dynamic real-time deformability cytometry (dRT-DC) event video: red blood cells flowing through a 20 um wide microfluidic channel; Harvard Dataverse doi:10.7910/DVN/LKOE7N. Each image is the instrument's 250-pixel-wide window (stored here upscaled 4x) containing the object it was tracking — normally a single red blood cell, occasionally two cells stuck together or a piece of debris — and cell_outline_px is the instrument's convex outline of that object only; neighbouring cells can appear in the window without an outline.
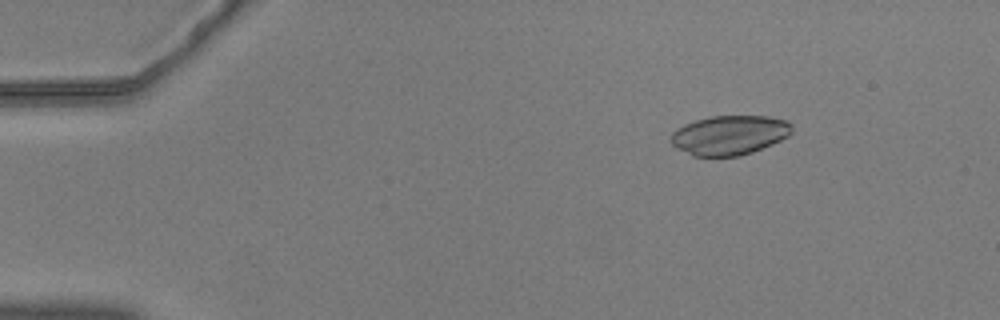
{"species": "common noctule bat (a hibernating species)", "species_latin": "Nyctalus noctula", "temperature_condition": "warm", "stored_images_in_passage": 57, "camera_frame_rate_fps": 3000, "um_per_image_px": 0.085, "animal": {"sex": "male", "body_mass_g": 20.5, "forearm_length_mm": 52.5}, "frame": {"image": 1, "passage_image": 9, "time_ms": 2.667, "image_size_px": [1000, 320], "cell_outline_px": [[792, 132], [788, 136], [772, 144], [752, 152], [740, 156], [692, 156], [676, 148], [672, 144], [672, 132], [684, 124], [708, 116], [768, 116], [788, 120], [792, 124]], "centroid_in_image_um": [62.02, 11.48], "position_along_channel_um": 23.0, "area_um2": 27.92}}
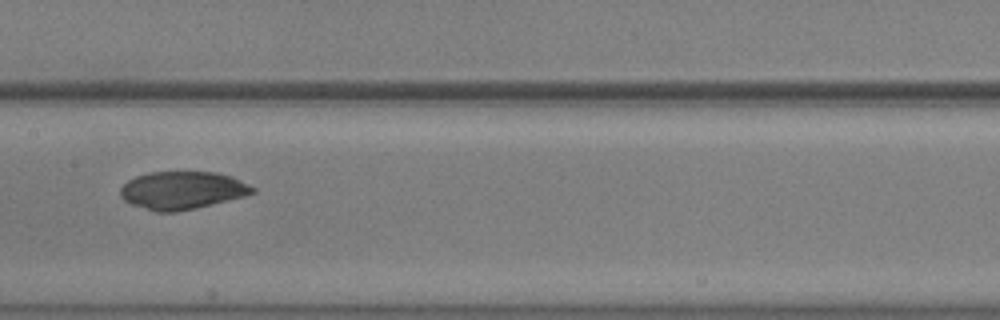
{"frame": {"image": 2, "passage_image": 30, "time_ms": 9.667, "image_size_px": [1000, 320], "cell_outline_px": [[256, 192], [244, 196], [196, 208], [176, 212], [156, 212], [132, 204], [124, 200], [120, 196], [120, 188], [128, 180], [136, 176], [148, 172], [216, 172], [232, 176], [256, 188]], "centroid_in_image_um": [15.49, 16.17], "position_along_channel_um": 191.9, "area_um2": 29.13}}
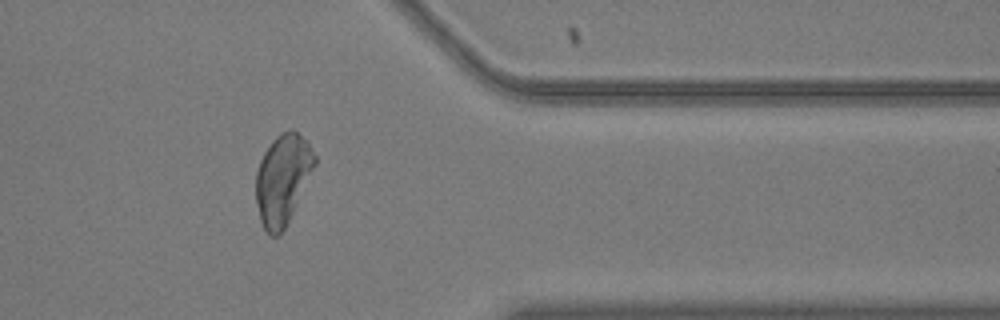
{"frame": {"image": 3, "passage_image": 47, "time_ms": 15.333, "image_size_px": [1000, 320], "cell_outline_px": [[316, 164], [284, 228], [276, 236], [272, 236], [264, 228], [260, 220], [256, 204], [256, 172], [260, 160], [264, 152], [272, 140], [276, 136], [292, 128], [308, 140], [316, 156]], "centroid_in_image_um": [24.02, 15.18], "position_along_channel_um": 387.4, "area_um2": 30.52}, "authors_computed_cell_mechanics": {"area_um2": 29.7092, "velocity_mm_per_s": 3.6728, "shape_relaxation_time_tau1_ms": 8.4932, "shape_relaxation_time_tau2_ms": 6.5139, "deformation_change_tau1": 0.3059, "deformation_change_tau2": 0.0669}}